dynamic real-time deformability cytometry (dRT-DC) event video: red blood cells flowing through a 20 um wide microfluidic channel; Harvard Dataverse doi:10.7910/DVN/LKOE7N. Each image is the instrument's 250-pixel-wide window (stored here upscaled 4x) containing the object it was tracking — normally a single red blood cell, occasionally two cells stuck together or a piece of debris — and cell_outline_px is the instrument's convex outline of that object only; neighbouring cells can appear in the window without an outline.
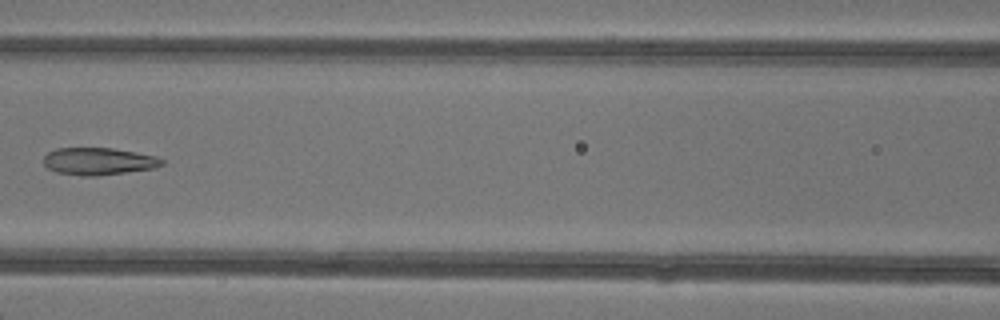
{"species": "common noctule bat (a hibernating species)", "species_latin": "Nyctalus noctula", "temperature_condition": "warm", "stored_images_in_passage": 7, "camera_frame_rate_fps": 3000, "um_per_image_px": 0.085, "animal": {"sex": "female"}, "frame": {"image": 1, "passage_image": 7, "time_ms": 7.667, "image_size_px": [1000, 320], "cell_outline_px": [[164, 164], [156, 168], [96, 176], [84, 176], [56, 172], [48, 168], [44, 164], [44, 156], [48, 152], [56, 148], [112, 148], [136, 152], [156, 156], [164, 160]], "centroid_in_image_um": [8.39, 13.71], "position_along_channel_um": 158.2, "area_um2": 18.84}}